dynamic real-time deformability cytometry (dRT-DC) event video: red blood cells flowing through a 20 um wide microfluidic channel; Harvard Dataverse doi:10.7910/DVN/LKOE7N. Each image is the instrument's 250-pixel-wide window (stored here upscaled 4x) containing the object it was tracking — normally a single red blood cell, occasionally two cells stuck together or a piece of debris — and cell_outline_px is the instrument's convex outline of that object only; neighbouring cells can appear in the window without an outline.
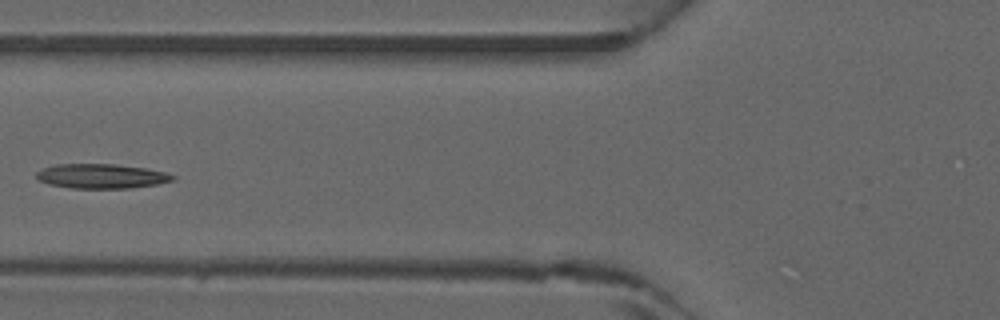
{"species": "common noctule bat (a hibernating species)", "species_latin": "Nyctalus noctula", "temperature_condition": "warm", "stored_images_in_passage": 6, "camera_frame_rate_fps": 3000, "um_per_image_px": 0.085, "animal": {"sex": "male", "forearm_length_mm": 52.5}, "frame": {"image": 1, "passage_image": 6, "time_ms": 1.667, "image_size_px": [1000, 320], "cell_outline_px": [[176, 180], [156, 184], [128, 188], [72, 188], [48, 184], [36, 180], [36, 172], [44, 168], [56, 164], [116, 164], [148, 168], [164, 172], [176, 176]], "centroid_in_image_um": [8.62, 14.97], "position_along_channel_um": 117.2, "area_um2": 19.59}}